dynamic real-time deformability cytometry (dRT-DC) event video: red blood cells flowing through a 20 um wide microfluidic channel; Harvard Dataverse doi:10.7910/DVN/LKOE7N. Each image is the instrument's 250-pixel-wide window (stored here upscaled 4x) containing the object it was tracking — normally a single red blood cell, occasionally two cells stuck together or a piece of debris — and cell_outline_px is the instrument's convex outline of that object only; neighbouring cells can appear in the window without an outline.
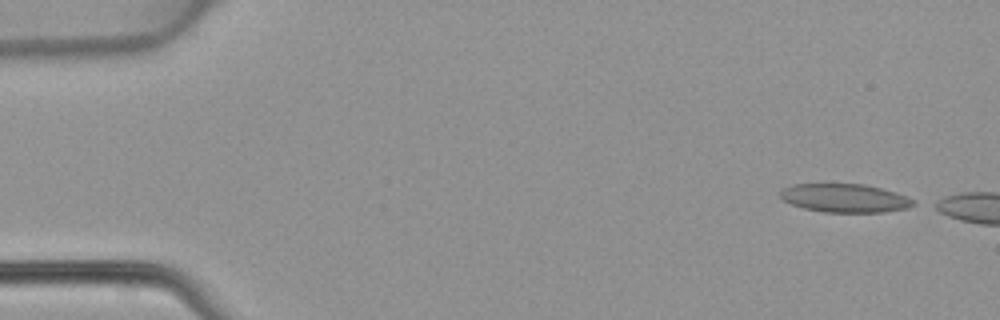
{"species": "common noctule bat (a hibernating species)", "species_latin": "Nyctalus noctula", "temperature_condition": "warm", "stored_images_in_passage": 4, "camera_frame_rate_fps": 3000, "um_per_image_px": 0.085, "animal": {"sex": "female", "body_mass_g": 22.7, "forearm_length_mm": 54.2}, "frame": {"image": 1, "passage_image": 1, "time_ms": 0.0, "image_size_px": [1000, 320], "cell_outline_px": [[916, 204], [908, 208], [884, 212], [824, 212], [804, 208], [792, 204], [784, 200], [780, 196], [780, 192], [784, 188], [792, 184], [864, 184], [896, 192], [908, 196], [916, 200]], "centroid_in_image_um": [71.86, 16.84], "position_along_channel_um": 13.1, "area_um2": 22.14}}